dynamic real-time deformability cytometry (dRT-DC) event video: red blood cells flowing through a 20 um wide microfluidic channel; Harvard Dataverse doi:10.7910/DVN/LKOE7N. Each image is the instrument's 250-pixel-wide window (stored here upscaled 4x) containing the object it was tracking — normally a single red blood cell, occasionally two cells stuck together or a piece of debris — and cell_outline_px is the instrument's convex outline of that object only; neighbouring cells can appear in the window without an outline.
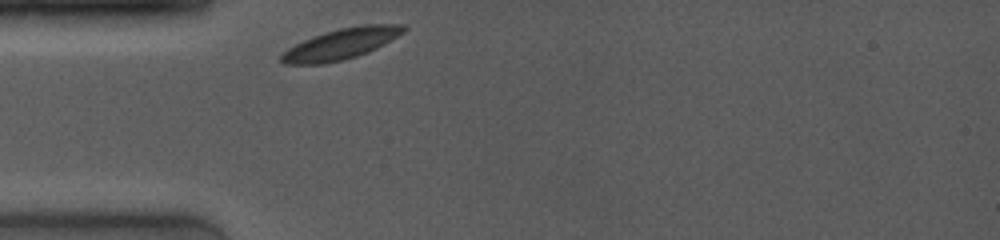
{"species": "common noctule bat (a hibernating species)", "species_latin": "Nyctalus noctula", "temperature_condition": "room temperature", "stored_images_in_passage": 47, "camera_frame_rate_fps": 4000, "um_per_image_px": 0.085, "animal": {"sex": "female", "body_mass_g": 19.0, "forearm_length_mm": 53.3}, "frame": {"image": 1, "passage_image": 1, "time_ms": 0.0, "image_size_px": [1000, 240], "cell_outline_px": [[408, 28], [404, 32], [376, 48], [368, 52], [344, 60], [324, 64], [284, 64], [280, 60], [280, 56], [288, 48], [312, 36], [340, 28], [360, 24], [404, 24]], "centroid_in_image_um": [29.0, 3.73], "position_along_channel_um": 56.0, "area_um2": 21.91}}
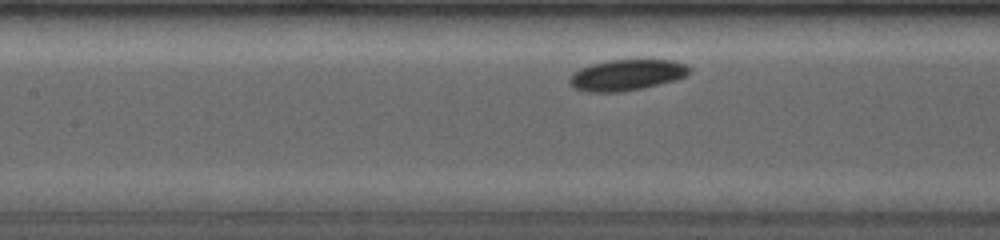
{"frame": {"image": 2, "passage_image": 17, "time_ms": 2.75, "image_size_px": [1000, 240], "cell_outline_px": [[692, 68], [684, 76], [676, 80], [644, 88], [620, 92], [588, 92], [576, 88], [568, 84], [568, 80], [572, 72], [580, 68], [604, 60], [676, 60], [688, 64]], "centroid_in_image_um": [53.27, 6.37], "position_along_channel_um": 154.1, "area_um2": 21.91}}
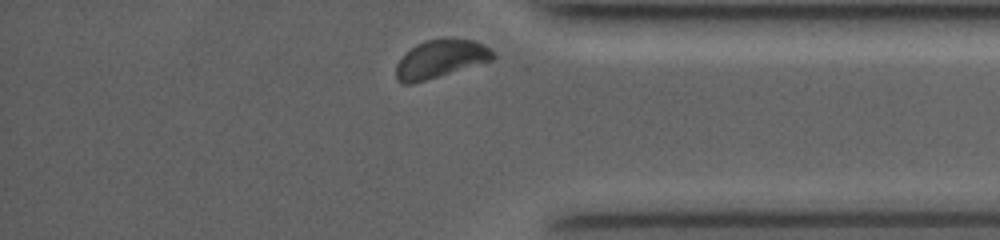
{"frame": {"image": 3, "passage_image": 47, "time_ms": 9.25, "image_size_px": [1000, 240], "cell_outline_px": [[496, 56], [492, 60], [412, 84], [400, 84], [396, 80], [396, 64], [416, 44], [424, 40], [444, 36], [448, 36], [472, 40], [484, 44]], "centroid_in_image_um": [37.43, 4.98], "position_along_channel_um": 397.8, "area_um2": 21.62}, "authors_computed_cell_mechanics": {"area_um2": 22.0218, "velocity_mm_per_s": 3.7618, "shape_relaxation_time_tau1_ms": 6.6515, "shape_relaxation_time_tau2_ms": null, "deformation_change_tau1": 0.1132, "deformation_change_tau2": null}}